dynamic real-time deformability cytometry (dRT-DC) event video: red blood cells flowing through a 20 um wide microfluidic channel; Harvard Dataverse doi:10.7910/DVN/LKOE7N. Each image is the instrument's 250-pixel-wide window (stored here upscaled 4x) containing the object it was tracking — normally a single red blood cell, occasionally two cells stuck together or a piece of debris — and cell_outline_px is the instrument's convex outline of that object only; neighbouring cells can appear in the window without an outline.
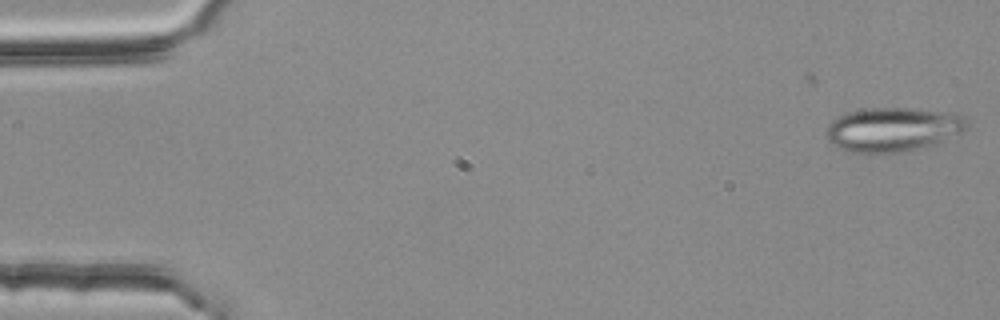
{"species": "common noctule bat (a hibernating species)", "species_latin": "Nyctalus noctula", "temperature_condition": "room temperature", "stored_images_in_passage": 2, "camera_frame_rate_fps": 3000, "um_per_image_px": 0.085, "animal": {"sex": "female", "body_mass_g": 25.1}, "frame": {"image": 1, "passage_image": 2, "time_ms": 0.333, "image_size_px": [1000, 320], "cell_outline_px": [[968, 128], [964, 132], [936, 144], [896, 152], [848, 152], [832, 144], [824, 136], [824, 132], [828, 124], [832, 120], [848, 112], [868, 108], [912, 108], [960, 112], [964, 116]], "centroid_in_image_um": [75.93, 10.98], "position_along_channel_um": 9.1, "area_um2": 36.53}}